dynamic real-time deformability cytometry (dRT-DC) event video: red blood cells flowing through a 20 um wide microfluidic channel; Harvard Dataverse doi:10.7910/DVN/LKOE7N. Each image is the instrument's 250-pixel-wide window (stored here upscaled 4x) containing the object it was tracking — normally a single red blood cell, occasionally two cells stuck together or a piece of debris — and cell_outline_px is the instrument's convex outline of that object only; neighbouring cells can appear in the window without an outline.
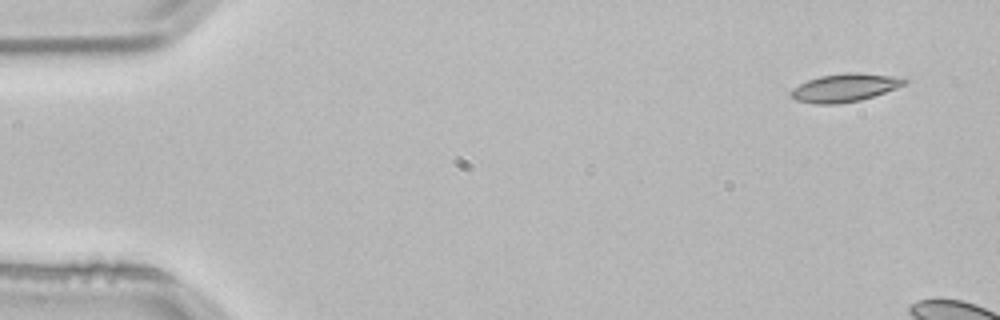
{"species": "common noctule bat (a hibernating species)", "species_latin": "Nyctalus noctula", "temperature_condition": "room temperature", "stored_images_in_passage": 4, "segment_of_instrument_passage": [2, 2], "camera_frame_rate_fps": 3000, "um_per_image_px": 0.085, "animal": {"sex": "male", "body_mass_g": 21.5, "forearm_length_mm": 52.0}, "frame": {"image": 1, "passage_image": 4, "time_ms": 1.0, "image_size_px": [1000, 320], "cell_outline_px": [[908, 80], [904, 84], [896, 88], [860, 100], [836, 104], [816, 104], [796, 100], [788, 96], [788, 92], [792, 88], [808, 80], [820, 76], [856, 72], [904, 76]], "centroid_in_image_um": [71.8, 7.45], "position_along_channel_um": 13.2, "area_um2": 18.67}}